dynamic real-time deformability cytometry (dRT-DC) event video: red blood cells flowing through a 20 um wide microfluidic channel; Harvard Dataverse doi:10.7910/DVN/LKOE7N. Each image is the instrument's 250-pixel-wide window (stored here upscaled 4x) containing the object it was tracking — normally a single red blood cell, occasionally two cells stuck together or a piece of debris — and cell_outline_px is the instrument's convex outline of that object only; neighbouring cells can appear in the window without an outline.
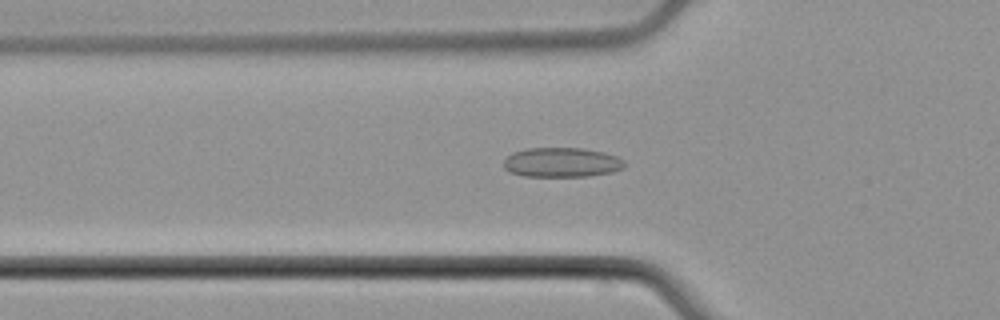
{"species": "common noctule bat (a hibernating species)", "species_latin": "Nyctalus noctula", "temperature_condition": "cold", "stored_images_in_passage": 42, "camera_frame_rate_fps": 3000, "um_per_image_px": 0.085, "animal": {"sex": "male", "body_mass_g": 21.5, "forearm_length_mm": 52.0}, "frame": {"image": 1, "passage_image": 6, "time_ms": 1.667, "image_size_px": [1000, 320], "cell_outline_px": [[624, 168], [612, 172], [588, 176], [524, 176], [508, 172], [504, 168], [504, 160], [512, 152], [528, 148], [584, 148], [604, 152], [616, 156], [624, 160]], "centroid_in_image_um": [47.74, 13.8], "position_along_channel_um": 78.1, "area_um2": 20.92}}
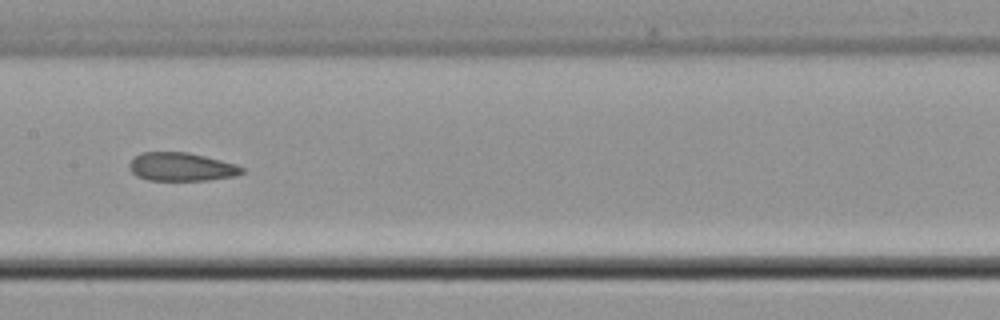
{"frame": {"image": 2, "passage_image": 15, "time_ms": 4.667, "image_size_px": [1000, 320], "cell_outline_px": [[244, 172], [236, 176], [208, 180], [148, 180], [136, 176], [128, 168], [128, 164], [136, 156], [144, 152], [188, 152], [236, 164], [244, 168]], "centroid_in_image_um": [15.42, 14.19], "position_along_channel_um": 192.0, "area_um2": 18.61}}
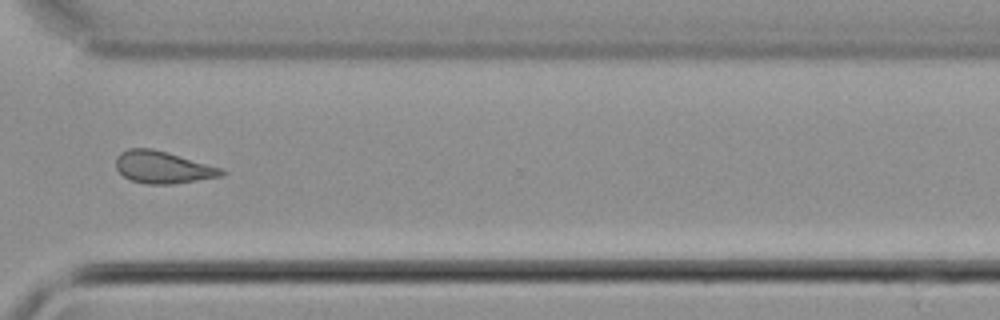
{"frame": {"image": 3, "passage_image": 28, "time_ms": 9.0, "image_size_px": [1000, 320], "cell_outline_px": [[228, 172], [224, 176], [172, 184], [144, 184], [128, 180], [116, 168], [116, 156], [120, 152], [128, 148], [152, 148], [168, 152], [224, 168]], "centroid_in_image_um": [13.87, 14.22], "position_along_channel_um": 356.7, "area_um2": 20.23}, "authors_computed_cell_mechanics": {"area_um2": 19.4497, "velocity_mm_per_s": 3.7936, "shape_relaxation_time_tau1_ms": null, "shape_relaxation_time_tau2_ms": 4.3262, "deformation_change_tau1": null, "deformation_change_tau2": 0.1107}}